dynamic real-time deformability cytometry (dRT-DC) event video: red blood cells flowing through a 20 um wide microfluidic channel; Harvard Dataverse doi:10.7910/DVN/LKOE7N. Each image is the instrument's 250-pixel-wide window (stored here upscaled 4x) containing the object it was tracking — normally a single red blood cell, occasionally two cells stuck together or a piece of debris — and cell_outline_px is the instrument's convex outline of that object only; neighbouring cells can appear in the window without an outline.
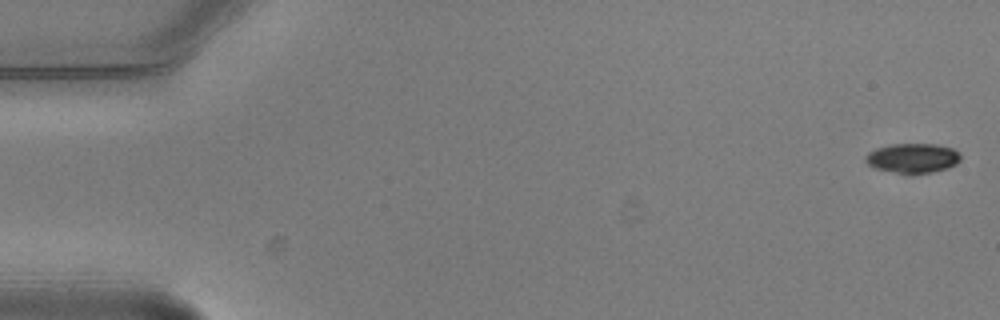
{"species": "common noctule bat (a hibernating species)", "species_latin": "Nyctalus noctula", "temperature_condition": "warm", "stored_images_in_passage": 5, "segment_of_instrument_passage": [1, 2], "camera_frame_rate_fps": 3000, "um_per_image_px": 0.085, "animal": {"sex": "male", "body_mass_g": 20.5, "forearm_length_mm": 52.5}, "frame": {"image": 1, "passage_image": 1, "time_ms": 0.0, "image_size_px": [1000, 320], "cell_outline_px": [[960, 160], [956, 164], [948, 168], [932, 172], [908, 176], [876, 168], [868, 164], [864, 160], [864, 156], [868, 152], [876, 148], [892, 144], [936, 144], [952, 148], [960, 152]], "centroid_in_image_um": [77.57, 13.46], "position_along_channel_um": 7.4, "area_um2": 16.82}}
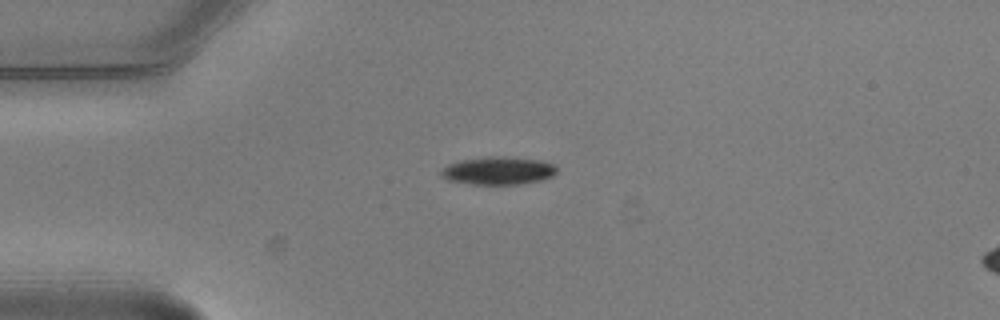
{"frame": {"image": 2, "passage_image": 3, "time_ms": 0.667, "image_size_px": [1000, 320], "cell_outline_px": [[556, 172], [552, 176], [540, 180], [520, 184], [472, 184], [448, 180], [440, 176], [440, 172], [448, 164], [460, 160], [488, 156], [496, 156], [540, 160], [556, 164]], "centroid_in_image_um": [42.34, 14.5], "position_along_channel_um": 42.7, "area_um2": 18.73}}